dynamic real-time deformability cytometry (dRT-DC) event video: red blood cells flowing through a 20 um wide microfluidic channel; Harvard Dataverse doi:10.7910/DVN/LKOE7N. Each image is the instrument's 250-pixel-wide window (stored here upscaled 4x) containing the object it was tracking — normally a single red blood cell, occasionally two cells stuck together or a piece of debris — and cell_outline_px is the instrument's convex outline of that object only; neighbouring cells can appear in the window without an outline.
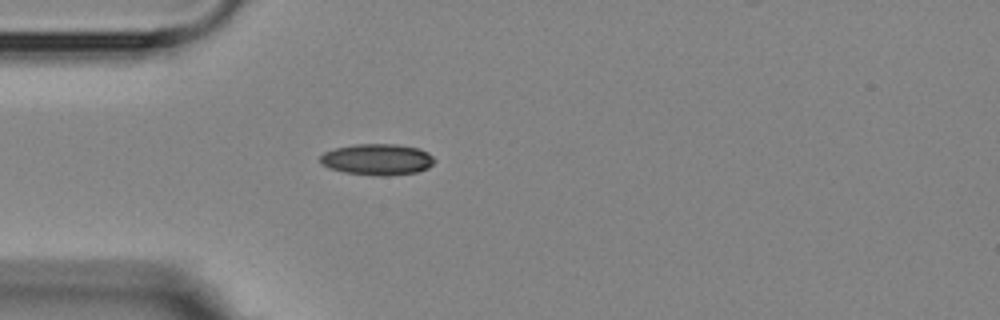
{"species": "Egyptian fruit bat (a non-hibernating species)", "species_latin": "Rousettus aegyptiacus", "temperature_condition": "room temperature", "stored_images_in_passage": 1, "camera_frame_rate_fps": 3000, "um_per_image_px": 0.085, "animal": {"sex": "female"}, "frame": {"image": 1, "passage_image": 1, "time_ms": 0.0, "image_size_px": [1000, 320], "cell_outline_px": [[436, 160], [428, 168], [416, 172], [388, 176], [376, 176], [344, 172], [328, 168], [320, 164], [320, 156], [324, 152], [336, 148], [356, 144], [396, 144], [420, 148], [428, 152]], "centroid_in_image_um": [32.07, 13.56], "position_along_channel_um": 52.9, "area_um2": 20.98}}